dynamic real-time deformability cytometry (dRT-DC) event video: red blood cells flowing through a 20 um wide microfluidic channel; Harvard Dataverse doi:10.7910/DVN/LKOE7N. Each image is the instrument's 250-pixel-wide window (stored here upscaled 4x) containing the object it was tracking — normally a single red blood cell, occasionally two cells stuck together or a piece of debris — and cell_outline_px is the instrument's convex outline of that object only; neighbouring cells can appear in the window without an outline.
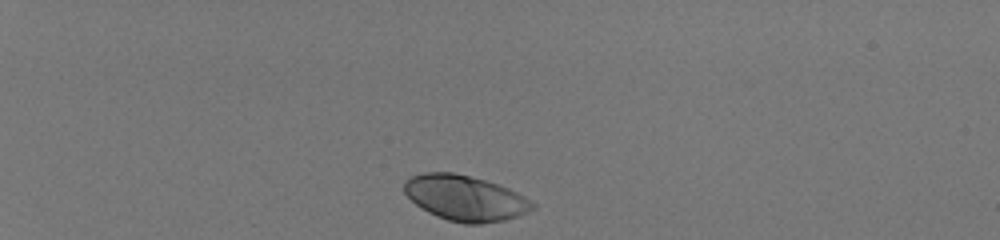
{"species": "human", "species_latin": "Homo sapiens", "temperature_condition": "room temperature", "stored_images_in_passage": 35, "camera_frame_rate_fps": 3000, "um_per_image_px": 0.085, "donor": {"sex": "male"}, "frame": {"image": 1, "passage_image": 1, "time_ms": 0.0, "image_size_px": [1000, 240], "cell_outline_px": [[536, 208], [528, 212], [504, 220], [480, 224], [464, 224], [448, 220], [436, 216], [428, 212], [416, 204], [404, 192], [404, 180], [412, 176], [424, 172], [452, 172], [484, 180], [508, 188], [524, 196], [536, 204]], "centroid_in_image_um": [39.54, 16.84], "position_along_channel_um": 45.5, "area_um2": 33.81}}
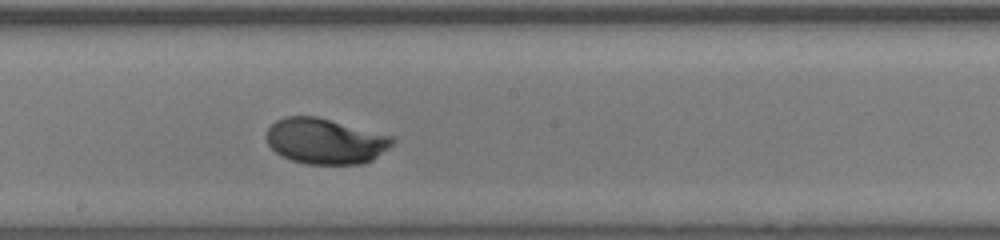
{"frame": {"image": 2, "passage_image": 20, "time_ms": 6.333, "image_size_px": [1000, 240], "cell_outline_px": [[396, 140], [392, 144], [372, 160], [364, 164], [308, 164], [292, 160], [276, 152], [268, 144], [268, 128], [276, 120], [284, 116], [316, 116], [392, 136]], "centroid_in_image_um": [27.65, 11.99], "position_along_channel_um": 220.5, "area_um2": 33.12}}
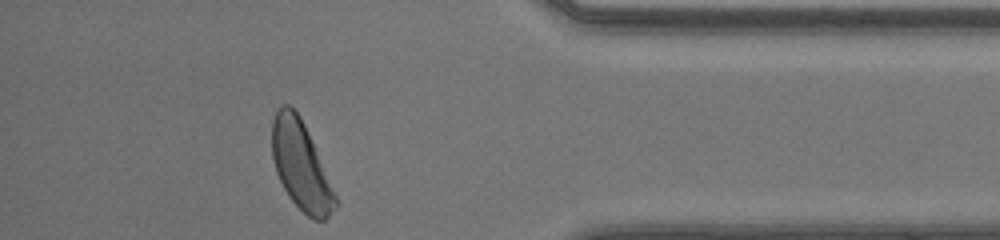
{"frame": {"image": 3, "passage_image": 35, "time_ms": 11.333, "image_size_px": [1000, 240], "cell_outline_px": [[336, 208], [324, 220], [316, 220], [308, 216], [288, 196], [276, 172], [272, 156], [272, 120], [276, 112], [284, 104], [288, 104], [300, 116], [304, 124], [336, 196]], "centroid_in_image_um": [25.55, 14.08], "position_along_channel_um": 409.7, "area_um2": 31.73}, "authors_computed_cell_mechanics": {"area_um2": 32.7726, "velocity_mm_per_s": 4.1051, "shape_relaxation_time_tau1_ms": 1.5873, "shape_relaxation_time_tau2_ms": null, "deformation_change_tau1": 0.1428, "deformation_change_tau2": null}}